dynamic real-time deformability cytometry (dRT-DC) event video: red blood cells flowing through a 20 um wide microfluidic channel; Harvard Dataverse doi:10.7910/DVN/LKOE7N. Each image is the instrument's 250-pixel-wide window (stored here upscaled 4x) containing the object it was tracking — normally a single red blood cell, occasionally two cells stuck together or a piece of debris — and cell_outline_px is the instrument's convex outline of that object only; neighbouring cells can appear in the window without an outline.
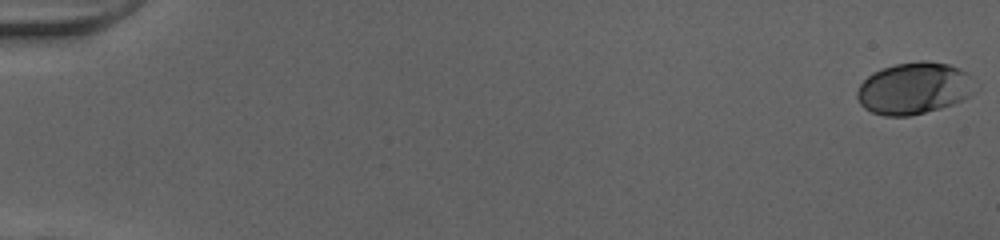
{"species": "human", "species_latin": "Homo sapiens", "temperature_condition": "cold", "stored_images_in_passage": 52, "camera_frame_rate_fps": 3000, "um_per_image_px": 0.085, "donor": {"sex": "female"}, "frame": {"image": 1, "passage_image": 1, "time_ms": 0.0, "image_size_px": [1000, 240], "cell_outline_px": [[980, 84], [976, 92], [952, 104], [940, 108], [908, 116], [884, 116], [872, 112], [864, 108], [860, 104], [856, 96], [856, 92], [860, 84], [872, 72], [896, 64], [920, 60], [928, 60], [948, 64], [960, 68], [968, 72]], "centroid_in_image_um": [77.75, 7.49], "position_along_channel_um": 7.2, "area_um2": 36.13}}
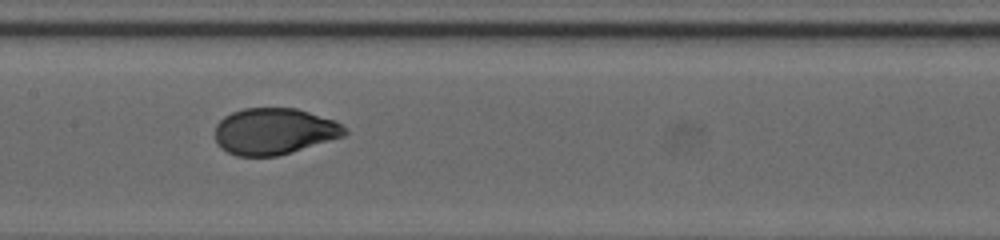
{"frame": {"image": 2, "passage_image": 28, "time_ms": 9.0, "image_size_px": [1000, 240], "cell_outline_px": [[348, 132], [344, 136], [276, 156], [236, 156], [220, 148], [216, 140], [216, 124], [224, 116], [232, 112], [244, 108], [296, 108], [336, 120], [348, 128]], "centroid_in_image_um": [23.32, 11.15], "position_along_channel_um": 184.1, "area_um2": 35.08}}
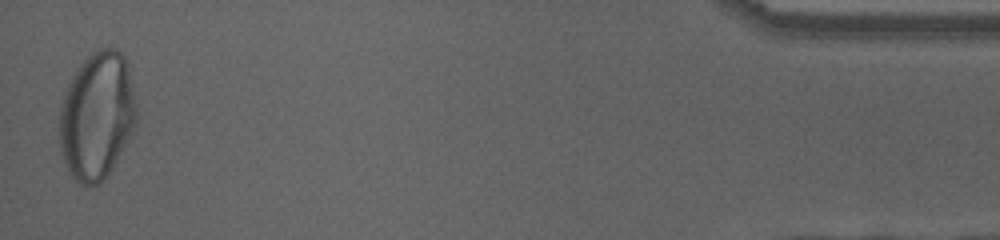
{"frame": {"image": 3, "passage_image": 52, "time_ms": 17.0, "image_size_px": [1000, 240], "cell_outline_px": [[136, 124], [132, 132], [104, 180], [96, 184], [80, 184], [68, 172], [64, 160], [60, 144], [60, 108], [64, 92], [72, 76], [80, 64], [92, 52], [100, 48], [112, 48], [120, 52], [124, 56], [128, 64], [136, 104]], "centroid_in_image_um": [8.24, 9.82], "position_along_channel_um": 427.0, "area_um2": 56.76}, "authors_computed_cell_mechanics": {"area_um2": 35.836, "velocity_mm_per_s": 4.0175, "shape_relaxation_time_tau1_ms": 3.2985, "shape_relaxation_time_tau2_ms": null, "deformation_change_tau1": 0.161, "deformation_change_tau2": null}}